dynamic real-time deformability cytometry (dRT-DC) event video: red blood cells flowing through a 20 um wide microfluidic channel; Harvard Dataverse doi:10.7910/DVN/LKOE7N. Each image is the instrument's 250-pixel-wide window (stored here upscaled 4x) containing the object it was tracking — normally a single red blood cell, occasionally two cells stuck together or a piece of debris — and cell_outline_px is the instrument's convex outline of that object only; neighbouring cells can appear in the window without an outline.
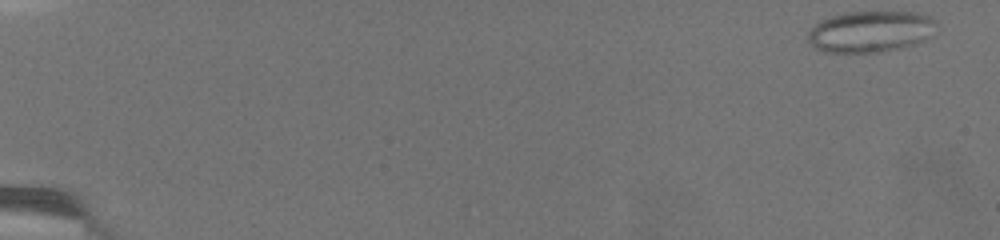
{"species": "common noctule bat (a hibernating species)", "species_latin": "Nyctalus noctula", "temperature_condition": "warm", "stored_images_in_passage": 46, "camera_frame_rate_fps": 3000, "um_per_image_px": 0.085, "animal": {"sex": "female", "body_mass_g": 19.5, "forearm_length_mm": 54.1}, "frame": {"image": 1, "passage_image": 1, "time_ms": 0.0, "image_size_px": [1000, 240], "cell_outline_px": [[936, 24], [932, 36], [924, 40], [900, 48], [876, 52], [824, 52], [816, 48], [808, 40], [808, 32], [820, 20], [832, 16], [848, 12], [916, 12], [928, 16], [936, 20]], "centroid_in_image_um": [74.0, 2.68], "position_along_channel_um": 11.0, "area_um2": 30.75}}
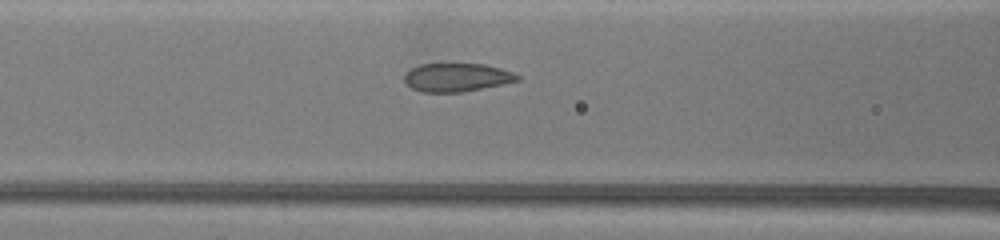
{"frame": {"image": 2, "passage_image": 21, "time_ms": 10.0, "image_size_px": [1000, 240], "cell_outline_px": [[520, 80], [460, 92], [420, 92], [412, 88], [404, 80], [404, 76], [412, 68], [420, 64], [440, 60], [448, 60], [484, 64], [500, 68], [512, 72], [520, 76]], "centroid_in_image_um": [38.78, 6.51], "position_along_channel_um": 127.8, "area_um2": 19.42}}
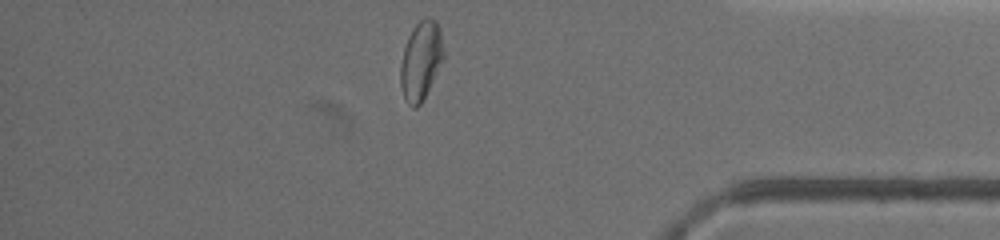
{"frame": {"image": 3, "passage_image": 40, "time_ms": 19.667, "image_size_px": [1000, 240], "cell_outline_px": [[444, 60], [420, 104], [416, 108], [412, 108], [404, 100], [400, 84], [400, 64], [404, 48], [408, 36], [412, 28], [424, 16], [428, 16], [436, 20], [440, 28], [444, 52]], "centroid_in_image_um": [35.78, 5.13], "position_along_channel_um": 399.4, "area_um2": 20.06}, "authors_computed_cell_mechanics": {"area_um2": 20.23, "velocity_mm_per_s": 3.0373, "shape_relaxation_time_tau1_ms": null, "shape_relaxation_time_tau2_ms": 1.3075, "deformation_change_tau1": null, "deformation_change_tau2": 0.0643}}